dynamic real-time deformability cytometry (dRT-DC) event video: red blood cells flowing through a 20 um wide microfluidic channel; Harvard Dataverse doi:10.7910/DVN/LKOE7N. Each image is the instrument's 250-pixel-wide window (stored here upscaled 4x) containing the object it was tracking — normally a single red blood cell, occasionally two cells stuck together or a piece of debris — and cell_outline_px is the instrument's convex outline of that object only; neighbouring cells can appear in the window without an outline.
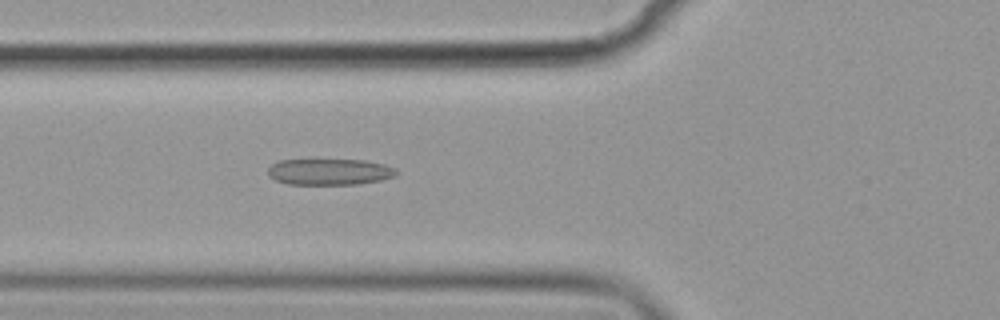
{"species": "common noctule bat (a hibernating species)", "species_latin": "Nyctalus noctula", "temperature_condition": "cold", "stored_images_in_passage": 48, "camera_frame_rate_fps": 3000, "um_per_image_px": 0.085, "animal": {"sex": "female", "body_mass_g": 19.9}, "frame": {"image": 1, "passage_image": 13, "time_ms": 4.0, "image_size_px": [1000, 320], "cell_outline_px": [[396, 176], [380, 180], [360, 184], [288, 184], [276, 180], [268, 176], [268, 168], [272, 164], [280, 160], [364, 160], [384, 164], [396, 168]], "centroid_in_image_um": [28.01, 14.6], "position_along_channel_um": 97.8, "area_um2": 19.59}}
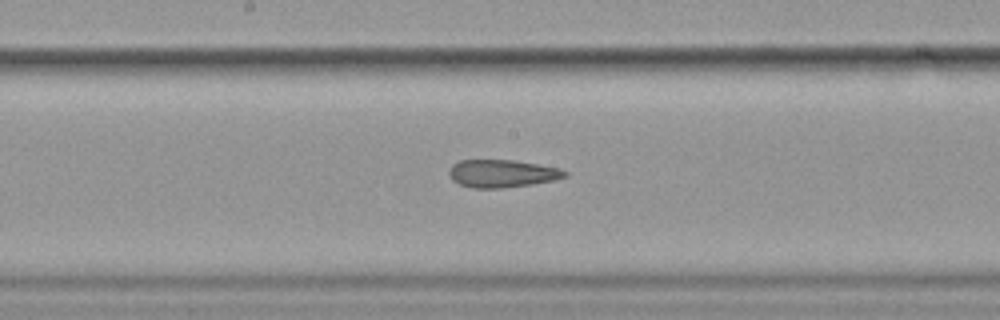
{"frame": {"image": 2, "passage_image": 22, "time_ms": 7.0, "image_size_px": [1000, 320], "cell_outline_px": [[568, 176], [552, 180], [532, 184], [504, 188], [472, 188], [460, 184], [452, 180], [448, 172], [452, 164], [460, 160], [512, 160], [560, 168], [568, 172]], "centroid_in_image_um": [42.66, 14.75], "position_along_channel_um": 205.5, "area_um2": 18.67}}
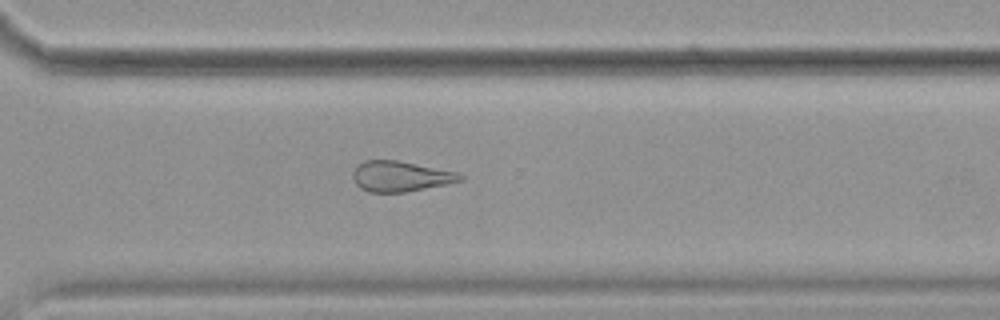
{"frame": {"image": 3, "passage_image": 33, "time_ms": 10.667, "image_size_px": [1000, 320], "cell_outline_px": [[464, 180], [448, 184], [404, 192], [368, 192], [360, 188], [356, 184], [352, 176], [352, 172], [364, 160], [396, 160], [456, 172], [464, 176]], "centroid_in_image_um": [34.03, 15.0], "position_along_channel_um": 336.6, "area_um2": 18.9}, "authors_computed_cell_mechanics": {"area_um2": 21.0103, "velocity_mm_per_s": 3.5728, "shape_relaxation_time_tau1_ms": null, "shape_relaxation_time_tau2_ms": 5.0398, "deformation_change_tau1": null, "deformation_change_tau2": 0.173}}